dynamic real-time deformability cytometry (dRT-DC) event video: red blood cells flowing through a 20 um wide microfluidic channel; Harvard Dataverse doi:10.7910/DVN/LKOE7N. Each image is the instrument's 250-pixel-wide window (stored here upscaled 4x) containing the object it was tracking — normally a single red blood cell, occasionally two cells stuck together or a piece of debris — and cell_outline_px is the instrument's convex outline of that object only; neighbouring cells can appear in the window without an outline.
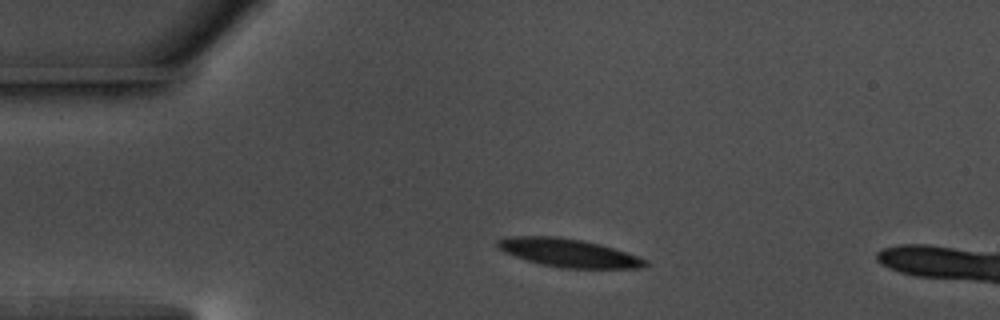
{"species": "common noctule bat (a hibernating species)", "species_latin": "Nyctalus noctula", "temperature_condition": "warm", "stored_images_in_passage": 46, "segment_of_instrument_passage": [1, 2], "camera_frame_rate_fps": 3000, "um_per_image_px": 0.085, "animal": {"sex": "male", "body_mass_g": 17.5, "forearm_length_mm": 52.3}, "frame": {"image": 1, "passage_image": 1, "time_ms": 0.0, "image_size_px": [1000, 320], "cell_outline_px": [[648, 264], [640, 268], [560, 268], [540, 264], [504, 252], [496, 244], [496, 240], [512, 236], [556, 236], [580, 240], [600, 244], [648, 260]], "centroid_in_image_um": [48.3, 21.49], "position_along_channel_um": 36.7, "area_um2": 23.99}}
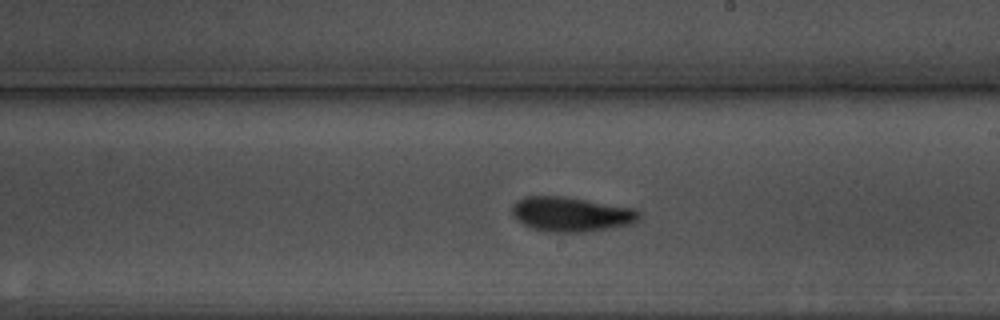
{"frame": {"image": 2, "passage_image": 21, "time_ms": 6.667, "image_size_px": [1000, 320], "cell_outline_px": [[640, 220], [632, 224], [588, 232], [544, 232], [532, 228], [516, 220], [512, 216], [512, 204], [516, 200], [524, 196], [560, 196], [636, 208], [640, 212]], "centroid_in_image_um": [48.54, 18.22], "position_along_channel_um": 240.5, "area_um2": 25.95}}
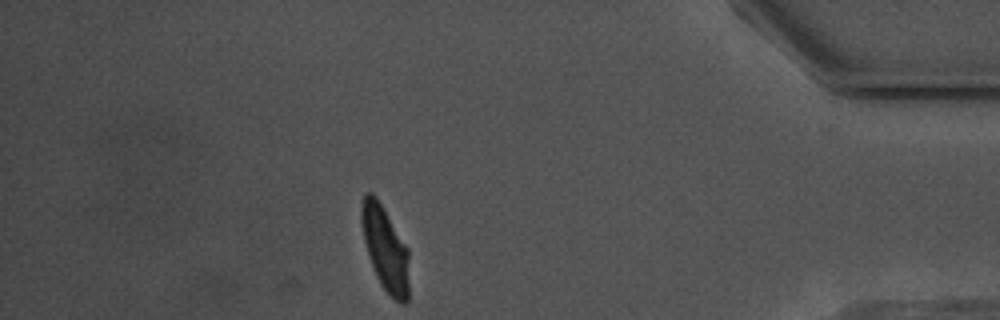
{"frame": {"image": 3, "passage_image": 38, "time_ms": 12.333, "image_size_px": [1000, 320], "cell_outline_px": [[408, 300], [404, 304], [400, 304], [380, 284], [376, 276], [368, 256], [364, 240], [360, 220], [360, 204], [364, 196], [368, 192], [372, 192], [376, 196], [408, 248]], "centroid_in_image_um": [32.72, 21.1], "position_along_channel_um": 402.5, "area_um2": 23.41}}